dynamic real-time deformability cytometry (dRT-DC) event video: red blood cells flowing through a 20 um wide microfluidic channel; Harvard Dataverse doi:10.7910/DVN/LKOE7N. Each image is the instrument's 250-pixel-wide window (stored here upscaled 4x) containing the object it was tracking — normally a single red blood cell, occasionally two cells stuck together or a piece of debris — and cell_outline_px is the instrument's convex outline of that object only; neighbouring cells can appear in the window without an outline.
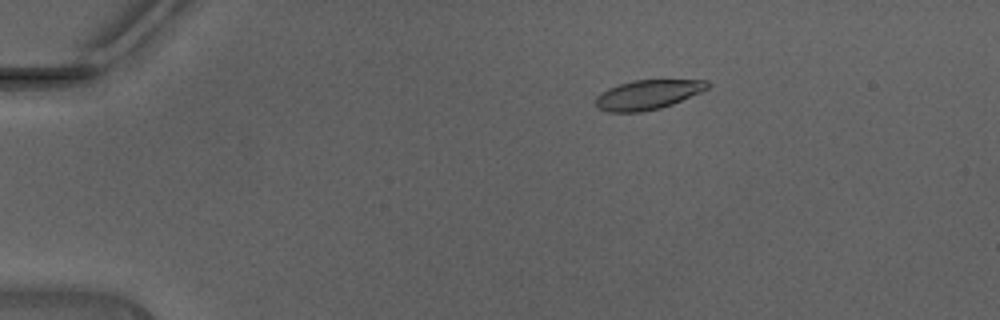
{"species": "Egyptian fruit bat (a non-hibernating species)", "species_latin": "Rousettus aegyptiacus", "temperature_condition": "warm", "stored_images_in_passage": 45, "camera_frame_rate_fps": 3000, "um_per_image_px": 0.085, "animal": {"sex": "male"}, "frame": {"image": 1, "passage_image": 7, "time_ms": 2.0, "image_size_px": [1000, 320], "cell_outline_px": [[712, 84], [708, 88], [700, 92], [672, 104], [660, 108], [640, 112], [604, 112], [596, 104], [596, 96], [600, 92], [608, 88], [632, 80], [708, 80]], "centroid_in_image_um": [55.05, 8.04], "position_along_channel_um": 29.9, "area_um2": 19.19}}
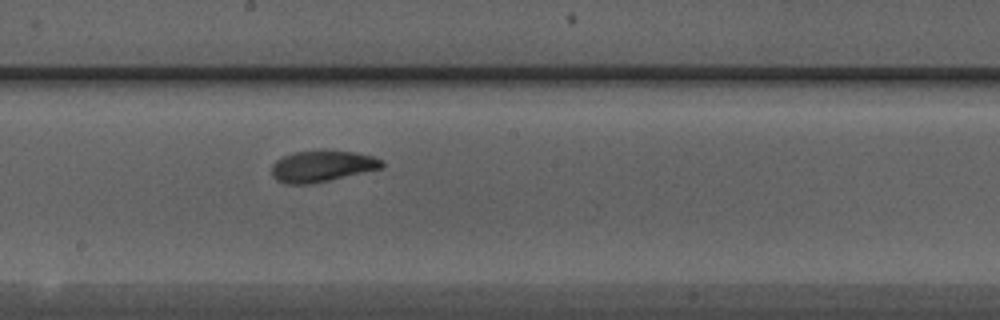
{"frame": {"image": 2, "passage_image": 25, "time_ms": 8.0, "image_size_px": [1000, 320], "cell_outline_px": [[384, 164], [380, 168], [328, 180], [308, 184], [288, 184], [276, 180], [272, 176], [272, 164], [276, 160], [292, 152], [320, 148], [324, 148], [352, 152], [372, 156], [384, 160]], "centroid_in_image_um": [27.33, 14.08], "position_along_channel_um": 220.9, "area_um2": 20.35}}
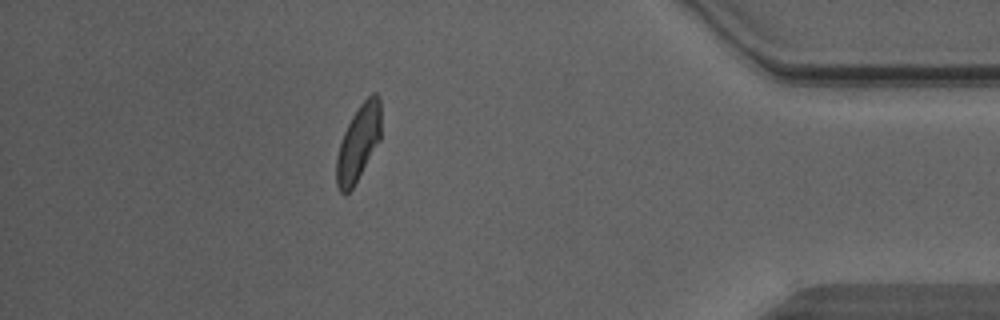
{"frame": {"image": 3, "passage_image": 40, "time_ms": 13.0, "image_size_px": [1000, 320], "cell_outline_px": [[380, 140], [352, 188], [344, 196], [340, 192], [336, 184], [336, 156], [344, 132], [352, 116], [360, 104], [372, 92], [376, 92], [380, 96]], "centroid_in_image_um": [30.45, 12.14], "position_along_channel_um": 404.7, "area_um2": 19.59}, "authors_computed_cell_mechanics": {"area_um2": 20.1144, "velocity_mm_per_s": 4.4551, "shape_relaxation_time_tau1_ms": 4.0663, "shape_relaxation_time_tau2_ms": 1.5699, "deformation_change_tau1": 0.1518, "deformation_change_tau2": 0.0727}}